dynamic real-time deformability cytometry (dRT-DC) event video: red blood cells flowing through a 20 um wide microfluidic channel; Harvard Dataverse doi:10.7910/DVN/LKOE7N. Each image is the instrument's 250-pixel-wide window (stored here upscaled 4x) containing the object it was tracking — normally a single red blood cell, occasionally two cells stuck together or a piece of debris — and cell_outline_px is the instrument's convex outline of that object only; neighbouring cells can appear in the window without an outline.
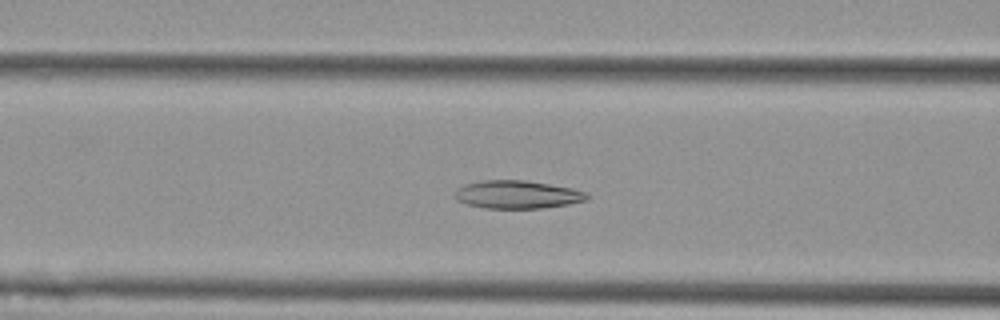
{"species": "Egyptian fruit bat (a non-hibernating species)", "species_latin": "Rousettus aegyptiacus", "temperature_condition": "cold", "stored_images_in_passage": 31, "camera_frame_rate_fps": 3000, "um_per_image_px": 0.085, "animal": {"sex": "female"}, "frame": {"image": 1, "passage_image": 7, "time_ms": 2.0, "image_size_px": [1000, 320], "cell_outline_px": [[588, 196], [584, 200], [568, 204], [544, 208], [484, 208], [468, 204], [456, 200], [452, 196], [456, 188], [464, 184], [484, 180], [524, 180], [572, 188], [588, 192]], "centroid_in_image_um": [43.91, 16.53], "position_along_channel_um": 122.7, "area_um2": 21.62}}
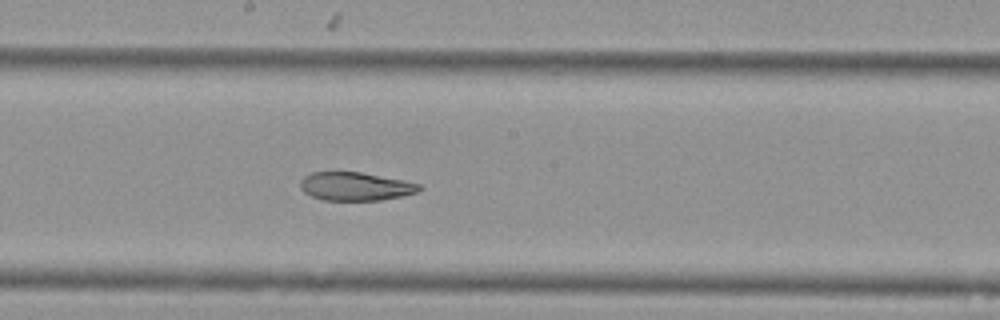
{"frame": {"image": 2, "passage_image": 15, "time_ms": 4.667, "image_size_px": [1000, 320], "cell_outline_px": [[424, 188], [416, 192], [400, 196], [380, 200], [324, 200], [312, 196], [304, 192], [300, 188], [300, 180], [304, 176], [312, 172], [360, 172], [404, 180], [420, 184]], "centroid_in_image_um": [30.2, 15.84], "position_along_channel_um": 218.0, "area_um2": 19.59}}
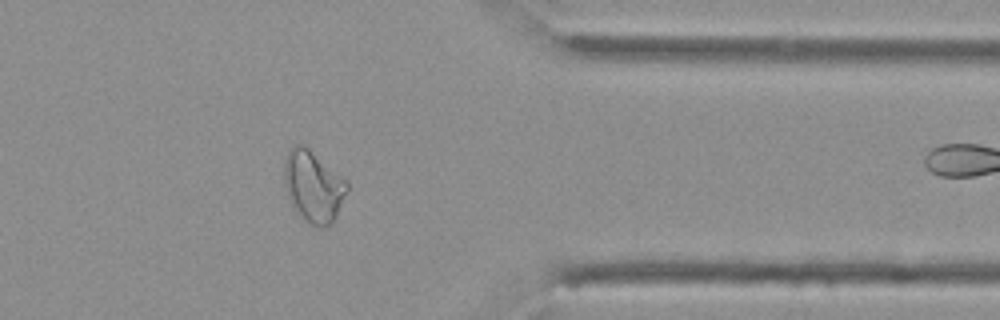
{"frame": {"image": 3, "passage_image": 30, "time_ms": 9.667, "image_size_px": [1000, 320], "cell_outline_px": [[348, 188], [336, 216], [324, 228], [320, 228], [312, 224], [296, 212], [292, 208], [288, 200], [284, 184], [284, 160], [288, 152], [296, 144], [304, 144], [348, 180]], "centroid_in_image_um": [26.62, 15.81], "position_along_channel_um": 384.8, "area_um2": 26.24}}